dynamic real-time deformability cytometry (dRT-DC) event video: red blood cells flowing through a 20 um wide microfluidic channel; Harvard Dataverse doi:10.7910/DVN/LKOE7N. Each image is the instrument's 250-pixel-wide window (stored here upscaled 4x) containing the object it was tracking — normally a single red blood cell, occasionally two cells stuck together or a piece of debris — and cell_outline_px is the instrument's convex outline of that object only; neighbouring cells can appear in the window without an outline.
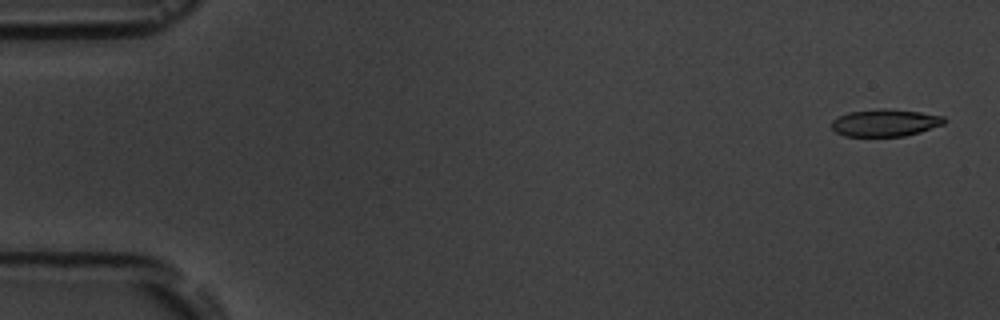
{"species": "common noctule bat (a hibernating species)", "species_latin": "Nyctalus noctula", "temperature_condition": "room temperature", "stored_images_in_passage": 10, "camera_frame_rate_fps": 3000, "um_per_image_px": 0.085, "animal": {"sex": "male", "body_mass_g": 19.5, "forearm_length_mm": 54.6}, "frame": {"image": 1, "passage_image": 1, "time_ms": 0.0, "image_size_px": [1000, 320], "cell_outline_px": [[948, 120], [944, 124], [920, 132], [904, 136], [844, 136], [836, 132], [832, 128], [832, 120], [848, 112], [880, 108], [888, 108], [920, 112], [944, 116]], "centroid_in_image_um": [75.26, 10.43], "position_along_channel_um": 9.7, "area_um2": 17.98}}
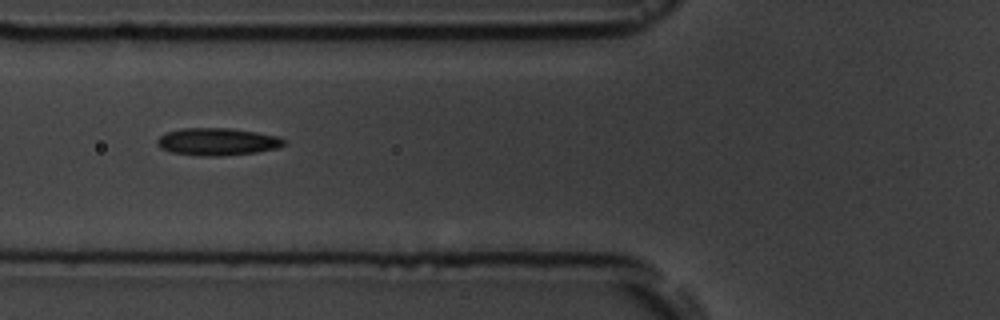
{"frame": {"image": 2, "passage_image": 6, "time_ms": 6.333, "image_size_px": [1000, 320], "cell_outline_px": [[288, 140], [280, 148], [256, 152], [220, 156], [208, 156], [172, 152], [160, 148], [156, 144], [156, 140], [160, 136], [168, 132], [184, 128], [228, 128], [256, 132], [280, 136]], "centroid_in_image_um": [18.53, 12.04], "position_along_channel_um": 107.3, "area_um2": 20.23}}
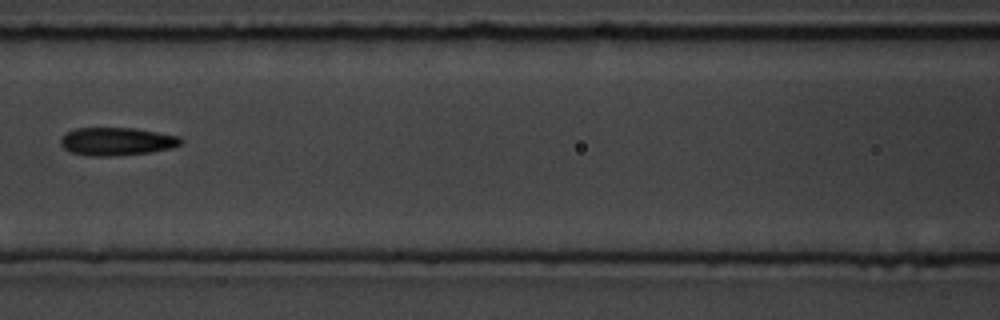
{"frame": {"image": 3, "passage_image": 7, "time_ms": 7.667, "image_size_px": [1000, 320], "cell_outline_px": [[184, 140], [180, 144], [172, 148], [148, 152], [116, 156], [92, 156], [72, 152], [64, 148], [60, 144], [60, 140], [68, 132], [76, 128], [136, 128], [180, 136]], "centroid_in_image_um": [9.96, 12.02], "position_along_channel_um": 156.6, "area_um2": 19.54}}